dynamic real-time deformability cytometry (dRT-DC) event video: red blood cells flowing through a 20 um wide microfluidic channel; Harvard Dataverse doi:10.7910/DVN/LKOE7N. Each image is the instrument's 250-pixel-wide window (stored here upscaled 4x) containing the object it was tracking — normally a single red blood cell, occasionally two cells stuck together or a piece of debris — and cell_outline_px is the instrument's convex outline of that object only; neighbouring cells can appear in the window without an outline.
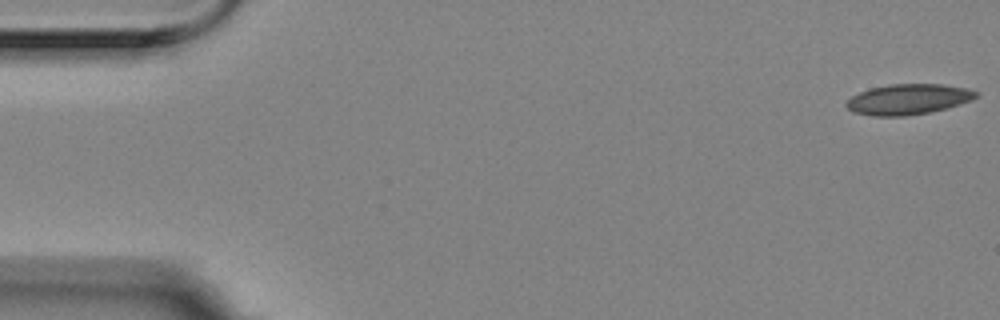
{"species": "Egyptian fruit bat (a non-hibernating species)", "species_latin": "Rousettus aegyptiacus", "temperature_condition": "room temperature", "stored_images_in_passage": 56, "camera_frame_rate_fps": 3000, "um_per_image_px": 0.085, "animal": {"sex": "female"}, "frame": {"image": 1, "passage_image": 1, "time_ms": 0.0, "image_size_px": [1000, 320], "cell_outline_px": [[980, 96], [972, 100], [948, 108], [932, 112], [904, 116], [872, 116], [852, 112], [844, 104], [852, 96], [860, 92], [872, 88], [888, 84], [944, 84], [968, 88], [976, 92]], "centroid_in_image_um": [77.22, 8.44], "position_along_channel_um": 7.8, "area_um2": 23.24}}
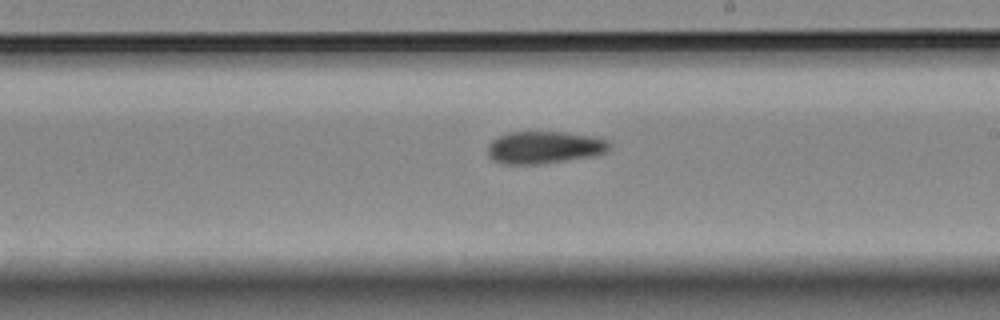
{"frame": {"image": 2, "passage_image": 32, "time_ms": 10.333, "image_size_px": [1000, 320], "cell_outline_px": [[612, 144], [604, 152], [592, 156], [536, 164], [508, 164], [496, 160], [488, 156], [488, 144], [492, 140], [508, 132], [564, 132], [596, 136], [608, 140]], "centroid_in_image_um": [46.29, 12.51], "position_along_channel_um": 242.7, "area_um2": 22.72}}
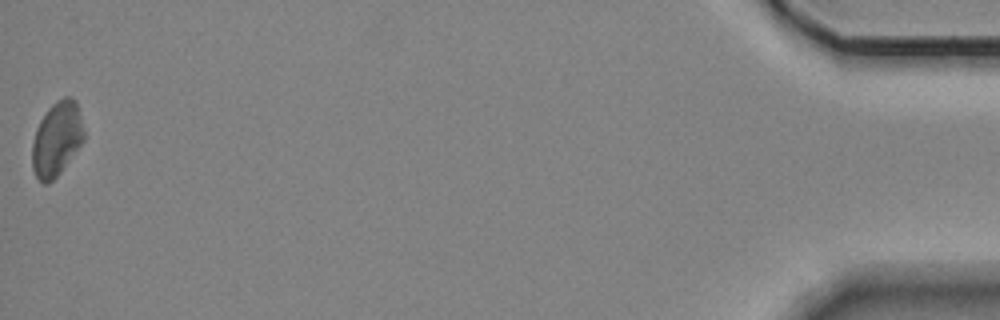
{"frame": {"image": 3, "passage_image": 56, "time_ms": 18.333, "image_size_px": [1000, 320], "cell_outline_px": [[84, 140], [60, 172], [48, 184], [44, 184], [36, 176], [32, 168], [32, 144], [36, 128], [40, 120], [48, 108], [56, 100], [64, 96], [72, 96], [76, 100], [84, 128]], "centroid_in_image_um": [4.82, 11.77], "position_along_channel_um": 430.4, "area_um2": 22.43}}